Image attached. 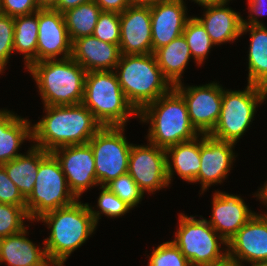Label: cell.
I'll return each mask as SVG.
<instances>
[{
    "mask_svg": "<svg viewBox=\"0 0 267 266\" xmlns=\"http://www.w3.org/2000/svg\"><path fill=\"white\" fill-rule=\"evenodd\" d=\"M119 45L99 40L93 35L81 37L72 43V58L87 72L113 71L119 62Z\"/></svg>",
    "mask_w": 267,
    "mask_h": 266,
    "instance_id": "cell-20",
    "label": "cell"
},
{
    "mask_svg": "<svg viewBox=\"0 0 267 266\" xmlns=\"http://www.w3.org/2000/svg\"><path fill=\"white\" fill-rule=\"evenodd\" d=\"M106 187L132 209L140 203L144 196V193L139 189L129 173L112 180Z\"/></svg>",
    "mask_w": 267,
    "mask_h": 266,
    "instance_id": "cell-33",
    "label": "cell"
},
{
    "mask_svg": "<svg viewBox=\"0 0 267 266\" xmlns=\"http://www.w3.org/2000/svg\"><path fill=\"white\" fill-rule=\"evenodd\" d=\"M38 26L37 62L72 56V41L62 13L43 6L38 10Z\"/></svg>",
    "mask_w": 267,
    "mask_h": 266,
    "instance_id": "cell-14",
    "label": "cell"
},
{
    "mask_svg": "<svg viewBox=\"0 0 267 266\" xmlns=\"http://www.w3.org/2000/svg\"><path fill=\"white\" fill-rule=\"evenodd\" d=\"M172 242L189 260L191 266L212 265L228 260L227 242L210 226L207 219L179 215V228Z\"/></svg>",
    "mask_w": 267,
    "mask_h": 266,
    "instance_id": "cell-7",
    "label": "cell"
},
{
    "mask_svg": "<svg viewBox=\"0 0 267 266\" xmlns=\"http://www.w3.org/2000/svg\"><path fill=\"white\" fill-rule=\"evenodd\" d=\"M170 0H133V3L139 4V5H152L155 3H161V2H166Z\"/></svg>",
    "mask_w": 267,
    "mask_h": 266,
    "instance_id": "cell-43",
    "label": "cell"
},
{
    "mask_svg": "<svg viewBox=\"0 0 267 266\" xmlns=\"http://www.w3.org/2000/svg\"><path fill=\"white\" fill-rule=\"evenodd\" d=\"M92 35L103 42L119 45L120 14L102 11Z\"/></svg>",
    "mask_w": 267,
    "mask_h": 266,
    "instance_id": "cell-35",
    "label": "cell"
},
{
    "mask_svg": "<svg viewBox=\"0 0 267 266\" xmlns=\"http://www.w3.org/2000/svg\"><path fill=\"white\" fill-rule=\"evenodd\" d=\"M76 200L59 161L49 152L40 161L33 191L26 198V211L30 221L33 222L45 213L68 206Z\"/></svg>",
    "mask_w": 267,
    "mask_h": 266,
    "instance_id": "cell-8",
    "label": "cell"
},
{
    "mask_svg": "<svg viewBox=\"0 0 267 266\" xmlns=\"http://www.w3.org/2000/svg\"><path fill=\"white\" fill-rule=\"evenodd\" d=\"M227 252L236 266L267 261V214L255 213L228 241Z\"/></svg>",
    "mask_w": 267,
    "mask_h": 266,
    "instance_id": "cell-15",
    "label": "cell"
},
{
    "mask_svg": "<svg viewBox=\"0 0 267 266\" xmlns=\"http://www.w3.org/2000/svg\"><path fill=\"white\" fill-rule=\"evenodd\" d=\"M26 235L27 227L0 239V263L6 262L9 266H53L45 248H39Z\"/></svg>",
    "mask_w": 267,
    "mask_h": 266,
    "instance_id": "cell-22",
    "label": "cell"
},
{
    "mask_svg": "<svg viewBox=\"0 0 267 266\" xmlns=\"http://www.w3.org/2000/svg\"><path fill=\"white\" fill-rule=\"evenodd\" d=\"M42 7L39 0H1V13L11 17L28 15Z\"/></svg>",
    "mask_w": 267,
    "mask_h": 266,
    "instance_id": "cell-38",
    "label": "cell"
},
{
    "mask_svg": "<svg viewBox=\"0 0 267 266\" xmlns=\"http://www.w3.org/2000/svg\"><path fill=\"white\" fill-rule=\"evenodd\" d=\"M254 214L240 196L216 191L212 199L211 219L207 221L228 243Z\"/></svg>",
    "mask_w": 267,
    "mask_h": 266,
    "instance_id": "cell-18",
    "label": "cell"
},
{
    "mask_svg": "<svg viewBox=\"0 0 267 266\" xmlns=\"http://www.w3.org/2000/svg\"><path fill=\"white\" fill-rule=\"evenodd\" d=\"M104 12H124L132 3L133 0H93Z\"/></svg>",
    "mask_w": 267,
    "mask_h": 266,
    "instance_id": "cell-40",
    "label": "cell"
},
{
    "mask_svg": "<svg viewBox=\"0 0 267 266\" xmlns=\"http://www.w3.org/2000/svg\"><path fill=\"white\" fill-rule=\"evenodd\" d=\"M148 266H191L189 260L172 242H165L153 249Z\"/></svg>",
    "mask_w": 267,
    "mask_h": 266,
    "instance_id": "cell-34",
    "label": "cell"
},
{
    "mask_svg": "<svg viewBox=\"0 0 267 266\" xmlns=\"http://www.w3.org/2000/svg\"><path fill=\"white\" fill-rule=\"evenodd\" d=\"M200 138V168L193 183L200 182L202 193L211 185L222 183L235 161L233 142L222 141L201 134ZM234 160V161H233Z\"/></svg>",
    "mask_w": 267,
    "mask_h": 266,
    "instance_id": "cell-17",
    "label": "cell"
},
{
    "mask_svg": "<svg viewBox=\"0 0 267 266\" xmlns=\"http://www.w3.org/2000/svg\"><path fill=\"white\" fill-rule=\"evenodd\" d=\"M195 1L194 3H197L199 5H206V4H214V3H221L227 0H192Z\"/></svg>",
    "mask_w": 267,
    "mask_h": 266,
    "instance_id": "cell-44",
    "label": "cell"
},
{
    "mask_svg": "<svg viewBox=\"0 0 267 266\" xmlns=\"http://www.w3.org/2000/svg\"><path fill=\"white\" fill-rule=\"evenodd\" d=\"M93 0H56L51 6L54 10L64 13L69 9L75 8L81 4L91 2Z\"/></svg>",
    "mask_w": 267,
    "mask_h": 266,
    "instance_id": "cell-41",
    "label": "cell"
},
{
    "mask_svg": "<svg viewBox=\"0 0 267 266\" xmlns=\"http://www.w3.org/2000/svg\"><path fill=\"white\" fill-rule=\"evenodd\" d=\"M38 11L14 17V52L24 54L26 69L37 62Z\"/></svg>",
    "mask_w": 267,
    "mask_h": 266,
    "instance_id": "cell-28",
    "label": "cell"
},
{
    "mask_svg": "<svg viewBox=\"0 0 267 266\" xmlns=\"http://www.w3.org/2000/svg\"><path fill=\"white\" fill-rule=\"evenodd\" d=\"M174 89L186 102L190 121L195 129L209 135L215 128L221 112L223 87L219 83L184 87L181 82Z\"/></svg>",
    "mask_w": 267,
    "mask_h": 266,
    "instance_id": "cell-11",
    "label": "cell"
},
{
    "mask_svg": "<svg viewBox=\"0 0 267 266\" xmlns=\"http://www.w3.org/2000/svg\"><path fill=\"white\" fill-rule=\"evenodd\" d=\"M82 104L102 127H125L130 115L138 116V112L125 97L114 70L86 73Z\"/></svg>",
    "mask_w": 267,
    "mask_h": 266,
    "instance_id": "cell-6",
    "label": "cell"
},
{
    "mask_svg": "<svg viewBox=\"0 0 267 266\" xmlns=\"http://www.w3.org/2000/svg\"><path fill=\"white\" fill-rule=\"evenodd\" d=\"M48 153V151L32 145L27 151V155L22 154L2 164L8 177L17 186L25 199L33 191L39 163Z\"/></svg>",
    "mask_w": 267,
    "mask_h": 266,
    "instance_id": "cell-25",
    "label": "cell"
},
{
    "mask_svg": "<svg viewBox=\"0 0 267 266\" xmlns=\"http://www.w3.org/2000/svg\"><path fill=\"white\" fill-rule=\"evenodd\" d=\"M101 12L100 7L91 1L63 13L72 43L78 38L93 34Z\"/></svg>",
    "mask_w": 267,
    "mask_h": 266,
    "instance_id": "cell-29",
    "label": "cell"
},
{
    "mask_svg": "<svg viewBox=\"0 0 267 266\" xmlns=\"http://www.w3.org/2000/svg\"><path fill=\"white\" fill-rule=\"evenodd\" d=\"M14 17L0 13V69L3 71L14 51Z\"/></svg>",
    "mask_w": 267,
    "mask_h": 266,
    "instance_id": "cell-36",
    "label": "cell"
},
{
    "mask_svg": "<svg viewBox=\"0 0 267 266\" xmlns=\"http://www.w3.org/2000/svg\"><path fill=\"white\" fill-rule=\"evenodd\" d=\"M115 73L125 97L138 113L174 88L164 76L153 53L121 54Z\"/></svg>",
    "mask_w": 267,
    "mask_h": 266,
    "instance_id": "cell-4",
    "label": "cell"
},
{
    "mask_svg": "<svg viewBox=\"0 0 267 266\" xmlns=\"http://www.w3.org/2000/svg\"><path fill=\"white\" fill-rule=\"evenodd\" d=\"M27 139H33L31 122L14 112L0 109V165L22 155L18 149Z\"/></svg>",
    "mask_w": 267,
    "mask_h": 266,
    "instance_id": "cell-23",
    "label": "cell"
},
{
    "mask_svg": "<svg viewBox=\"0 0 267 266\" xmlns=\"http://www.w3.org/2000/svg\"><path fill=\"white\" fill-rule=\"evenodd\" d=\"M202 266H236V265H234L230 260H226L224 262H220V263H217V264L202 265Z\"/></svg>",
    "mask_w": 267,
    "mask_h": 266,
    "instance_id": "cell-45",
    "label": "cell"
},
{
    "mask_svg": "<svg viewBox=\"0 0 267 266\" xmlns=\"http://www.w3.org/2000/svg\"><path fill=\"white\" fill-rule=\"evenodd\" d=\"M52 153L61 165L70 191L77 199L87 189L99 185L89 143L62 146L54 149Z\"/></svg>",
    "mask_w": 267,
    "mask_h": 266,
    "instance_id": "cell-13",
    "label": "cell"
},
{
    "mask_svg": "<svg viewBox=\"0 0 267 266\" xmlns=\"http://www.w3.org/2000/svg\"><path fill=\"white\" fill-rule=\"evenodd\" d=\"M229 0L202 5L206 11L202 17H196L204 26L214 45L234 41L241 36L243 17L227 7Z\"/></svg>",
    "mask_w": 267,
    "mask_h": 266,
    "instance_id": "cell-21",
    "label": "cell"
},
{
    "mask_svg": "<svg viewBox=\"0 0 267 266\" xmlns=\"http://www.w3.org/2000/svg\"><path fill=\"white\" fill-rule=\"evenodd\" d=\"M166 161L164 148L151 143L146 146L132 144L127 173L143 193H153L169 186Z\"/></svg>",
    "mask_w": 267,
    "mask_h": 266,
    "instance_id": "cell-12",
    "label": "cell"
},
{
    "mask_svg": "<svg viewBox=\"0 0 267 266\" xmlns=\"http://www.w3.org/2000/svg\"><path fill=\"white\" fill-rule=\"evenodd\" d=\"M150 5L132 3L120 13L121 54L143 55L152 54Z\"/></svg>",
    "mask_w": 267,
    "mask_h": 266,
    "instance_id": "cell-16",
    "label": "cell"
},
{
    "mask_svg": "<svg viewBox=\"0 0 267 266\" xmlns=\"http://www.w3.org/2000/svg\"><path fill=\"white\" fill-rule=\"evenodd\" d=\"M153 52L183 34L187 17L184 0L150 5Z\"/></svg>",
    "mask_w": 267,
    "mask_h": 266,
    "instance_id": "cell-19",
    "label": "cell"
},
{
    "mask_svg": "<svg viewBox=\"0 0 267 266\" xmlns=\"http://www.w3.org/2000/svg\"><path fill=\"white\" fill-rule=\"evenodd\" d=\"M36 221H42L50 228V236L43 245L53 266H64L67 258L88 240L96 230V222L88 203L77 199L74 203L45 213Z\"/></svg>",
    "mask_w": 267,
    "mask_h": 266,
    "instance_id": "cell-2",
    "label": "cell"
},
{
    "mask_svg": "<svg viewBox=\"0 0 267 266\" xmlns=\"http://www.w3.org/2000/svg\"><path fill=\"white\" fill-rule=\"evenodd\" d=\"M267 99V89L247 84L245 90L223 89L219 120L211 137L237 143L253 121L256 107Z\"/></svg>",
    "mask_w": 267,
    "mask_h": 266,
    "instance_id": "cell-9",
    "label": "cell"
},
{
    "mask_svg": "<svg viewBox=\"0 0 267 266\" xmlns=\"http://www.w3.org/2000/svg\"><path fill=\"white\" fill-rule=\"evenodd\" d=\"M248 9L250 12L249 18L248 20L243 19L242 26L263 25V23H261L257 17L267 14V0H248Z\"/></svg>",
    "mask_w": 267,
    "mask_h": 266,
    "instance_id": "cell-39",
    "label": "cell"
},
{
    "mask_svg": "<svg viewBox=\"0 0 267 266\" xmlns=\"http://www.w3.org/2000/svg\"><path fill=\"white\" fill-rule=\"evenodd\" d=\"M164 76L174 86L181 83L184 69L191 59L190 48L183 35L153 52Z\"/></svg>",
    "mask_w": 267,
    "mask_h": 266,
    "instance_id": "cell-27",
    "label": "cell"
},
{
    "mask_svg": "<svg viewBox=\"0 0 267 266\" xmlns=\"http://www.w3.org/2000/svg\"><path fill=\"white\" fill-rule=\"evenodd\" d=\"M199 137H201V135L193 140L181 142L165 149L169 184H171L174 171L182 180L188 181V183H193L195 181L200 168Z\"/></svg>",
    "mask_w": 267,
    "mask_h": 266,
    "instance_id": "cell-24",
    "label": "cell"
},
{
    "mask_svg": "<svg viewBox=\"0 0 267 266\" xmlns=\"http://www.w3.org/2000/svg\"><path fill=\"white\" fill-rule=\"evenodd\" d=\"M100 189H102V191L100 192L97 202V207L100 211L93 210V208L89 206L90 213L92 214L96 224H98V220L101 219V214H104L107 217L116 218L126 214L130 209H132L106 186H101Z\"/></svg>",
    "mask_w": 267,
    "mask_h": 266,
    "instance_id": "cell-32",
    "label": "cell"
},
{
    "mask_svg": "<svg viewBox=\"0 0 267 266\" xmlns=\"http://www.w3.org/2000/svg\"><path fill=\"white\" fill-rule=\"evenodd\" d=\"M260 191H258L254 196L258 197L264 203L265 205L267 204V181L264 183V186L259 188Z\"/></svg>",
    "mask_w": 267,
    "mask_h": 266,
    "instance_id": "cell-42",
    "label": "cell"
},
{
    "mask_svg": "<svg viewBox=\"0 0 267 266\" xmlns=\"http://www.w3.org/2000/svg\"><path fill=\"white\" fill-rule=\"evenodd\" d=\"M138 117L143 123L150 121L148 142L164 149L201 135L190 121L185 100L174 88L145 106Z\"/></svg>",
    "mask_w": 267,
    "mask_h": 266,
    "instance_id": "cell-3",
    "label": "cell"
},
{
    "mask_svg": "<svg viewBox=\"0 0 267 266\" xmlns=\"http://www.w3.org/2000/svg\"><path fill=\"white\" fill-rule=\"evenodd\" d=\"M56 0H39L42 6H48L51 7Z\"/></svg>",
    "mask_w": 267,
    "mask_h": 266,
    "instance_id": "cell-46",
    "label": "cell"
},
{
    "mask_svg": "<svg viewBox=\"0 0 267 266\" xmlns=\"http://www.w3.org/2000/svg\"><path fill=\"white\" fill-rule=\"evenodd\" d=\"M46 115L32 125L34 146L45 151L85 144L102 128L91 111L77 105L44 106Z\"/></svg>",
    "mask_w": 267,
    "mask_h": 266,
    "instance_id": "cell-1",
    "label": "cell"
},
{
    "mask_svg": "<svg viewBox=\"0 0 267 266\" xmlns=\"http://www.w3.org/2000/svg\"><path fill=\"white\" fill-rule=\"evenodd\" d=\"M25 219L30 221L26 206L0 203V239L25 229Z\"/></svg>",
    "mask_w": 267,
    "mask_h": 266,
    "instance_id": "cell-31",
    "label": "cell"
},
{
    "mask_svg": "<svg viewBox=\"0 0 267 266\" xmlns=\"http://www.w3.org/2000/svg\"><path fill=\"white\" fill-rule=\"evenodd\" d=\"M0 203L26 206V199L8 177L3 165H0Z\"/></svg>",
    "mask_w": 267,
    "mask_h": 266,
    "instance_id": "cell-37",
    "label": "cell"
},
{
    "mask_svg": "<svg viewBox=\"0 0 267 266\" xmlns=\"http://www.w3.org/2000/svg\"><path fill=\"white\" fill-rule=\"evenodd\" d=\"M182 35L190 48L192 58L198 66L201 65L212 46H215L204 26L196 17L190 16Z\"/></svg>",
    "mask_w": 267,
    "mask_h": 266,
    "instance_id": "cell-30",
    "label": "cell"
},
{
    "mask_svg": "<svg viewBox=\"0 0 267 266\" xmlns=\"http://www.w3.org/2000/svg\"><path fill=\"white\" fill-rule=\"evenodd\" d=\"M28 71L44 106L81 104L87 71L72 57L33 63Z\"/></svg>",
    "mask_w": 267,
    "mask_h": 266,
    "instance_id": "cell-5",
    "label": "cell"
},
{
    "mask_svg": "<svg viewBox=\"0 0 267 266\" xmlns=\"http://www.w3.org/2000/svg\"><path fill=\"white\" fill-rule=\"evenodd\" d=\"M239 266H243V265H239ZM251 266H267V261L253 262V263H251Z\"/></svg>",
    "mask_w": 267,
    "mask_h": 266,
    "instance_id": "cell-47",
    "label": "cell"
},
{
    "mask_svg": "<svg viewBox=\"0 0 267 266\" xmlns=\"http://www.w3.org/2000/svg\"><path fill=\"white\" fill-rule=\"evenodd\" d=\"M250 32L248 83L267 89V28L264 25L242 26L241 35Z\"/></svg>",
    "mask_w": 267,
    "mask_h": 266,
    "instance_id": "cell-26",
    "label": "cell"
},
{
    "mask_svg": "<svg viewBox=\"0 0 267 266\" xmlns=\"http://www.w3.org/2000/svg\"><path fill=\"white\" fill-rule=\"evenodd\" d=\"M124 126L102 127L89 141L95 174L101 186H106L128 171L129 154L132 144L126 140Z\"/></svg>",
    "mask_w": 267,
    "mask_h": 266,
    "instance_id": "cell-10",
    "label": "cell"
}]
</instances>
